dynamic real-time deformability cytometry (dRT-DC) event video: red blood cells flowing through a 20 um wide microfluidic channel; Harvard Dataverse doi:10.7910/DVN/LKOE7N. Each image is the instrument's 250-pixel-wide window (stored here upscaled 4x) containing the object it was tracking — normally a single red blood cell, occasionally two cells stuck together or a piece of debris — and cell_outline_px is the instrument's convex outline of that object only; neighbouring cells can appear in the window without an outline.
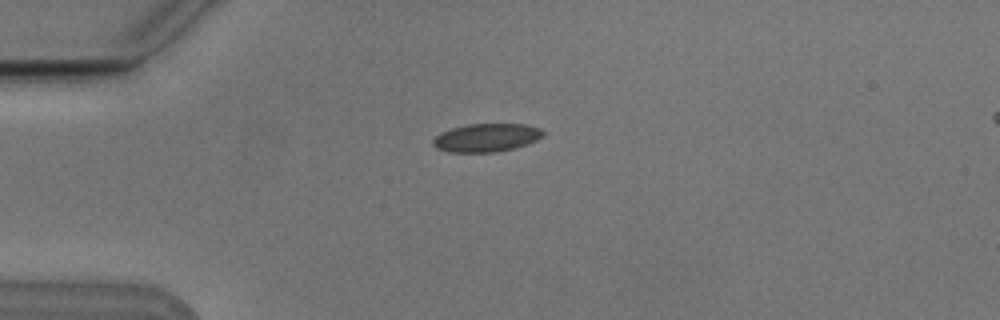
{"species": "Egyptian fruit bat (a non-hibernating species)", "species_latin": "Rousettus aegyptiacus", "temperature_condition": "cold", "stored_images_in_passage": 3, "camera_frame_rate_fps": 3000, "um_per_image_px": 0.085, "animal": {"sex": "male"}, "frame": {"image": 1, "passage_image": 1, "time_ms": 0.0, "image_size_px": [1000, 320], "cell_outline_px": [[544, 136], [536, 140], [512, 148], [496, 152], [448, 152], [436, 148], [432, 144], [432, 140], [440, 132], [452, 128], [468, 124], [528, 124], [540, 128], [544, 132]], "centroid_in_image_um": [41.32, 11.69], "position_along_channel_um": 43.7, "area_um2": 18.09}}